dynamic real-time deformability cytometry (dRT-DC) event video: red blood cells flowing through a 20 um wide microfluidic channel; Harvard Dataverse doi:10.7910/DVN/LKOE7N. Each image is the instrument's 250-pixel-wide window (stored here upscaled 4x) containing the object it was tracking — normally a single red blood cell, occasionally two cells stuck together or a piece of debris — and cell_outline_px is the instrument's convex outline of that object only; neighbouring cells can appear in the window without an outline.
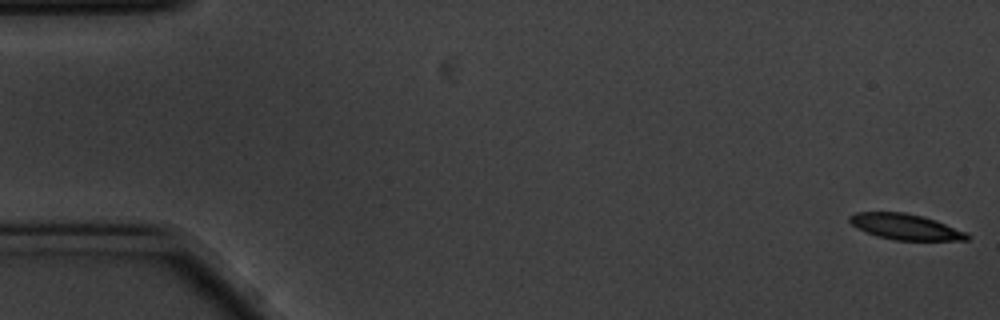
{"species": "common noctule bat (a hibernating species)", "species_latin": "Nyctalus noctula", "temperature_condition": "cold", "stored_images_in_passage": 57, "camera_frame_rate_fps": 3000, "um_per_image_px": 0.085, "animal": {"sex": "male", "body_mass_g": 20.1, "forearm_length_mm": 53.5}, "frame": {"image": 1, "passage_image": 1, "time_ms": 0.0, "image_size_px": [1000, 320], "cell_outline_px": [[972, 236], [968, 240], [896, 240], [876, 236], [856, 228], [848, 220], [848, 216], [856, 212], [904, 212], [924, 216], [936, 220], [968, 232]], "centroid_in_image_um": [76.99, 19.27], "position_along_channel_um": 8.0, "area_um2": 17.86}}
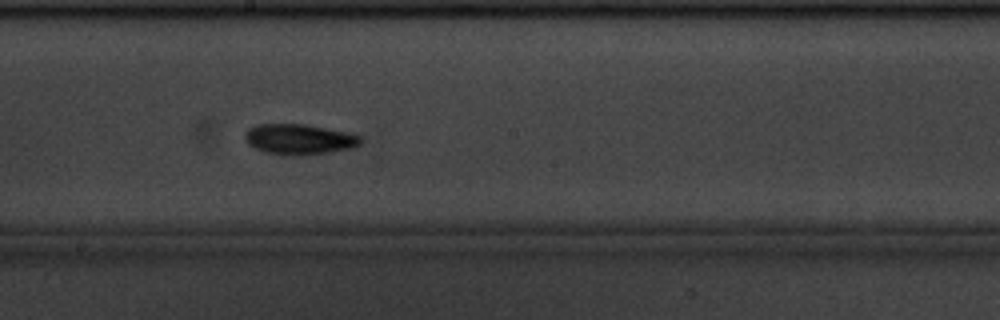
{"frame": {"image": 2, "passage_image": 31, "time_ms": 10.0, "image_size_px": [1000, 320], "cell_outline_px": [[360, 144], [352, 148], [332, 152], [304, 156], [288, 156], [264, 152], [248, 144], [244, 136], [244, 132], [248, 128], [256, 124], [304, 124], [348, 132], [360, 136]], "centroid_in_image_um": [25.41, 11.85], "position_along_channel_um": 222.8, "area_um2": 20.81}}
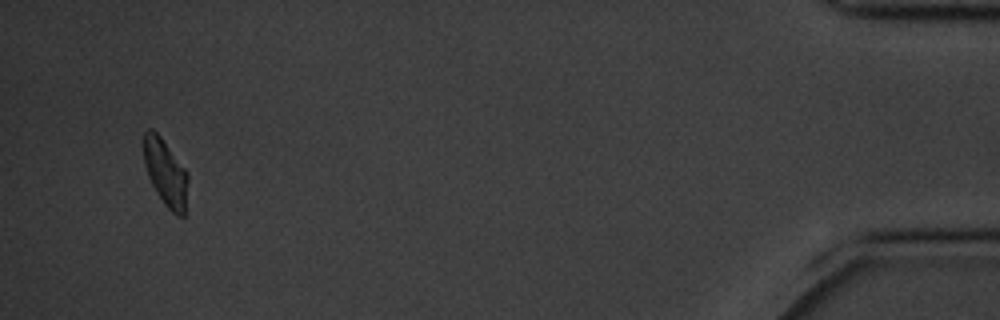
{"frame": {"image": 3, "passage_image": 55, "time_ms": 18.0, "image_size_px": [1000, 320], "cell_outline_px": [[188, 180], [184, 216], [176, 216], [164, 204], [156, 192], [148, 176], [144, 164], [144, 132], [148, 128], [152, 128], [160, 136], [188, 172]], "centroid_in_image_um": [14.07, 14.68], "position_along_channel_um": 421.1, "area_um2": 17.17}, "authors_computed_cell_mechanics": {"area_um2": 18.3226, "velocity_mm_per_s": 3.4695, "shape_relaxation_time_tau1_ms": 3.7419, "shape_relaxation_time_tau2_ms": null, "deformation_change_tau1": 0.123, "deformation_change_tau2": null}}